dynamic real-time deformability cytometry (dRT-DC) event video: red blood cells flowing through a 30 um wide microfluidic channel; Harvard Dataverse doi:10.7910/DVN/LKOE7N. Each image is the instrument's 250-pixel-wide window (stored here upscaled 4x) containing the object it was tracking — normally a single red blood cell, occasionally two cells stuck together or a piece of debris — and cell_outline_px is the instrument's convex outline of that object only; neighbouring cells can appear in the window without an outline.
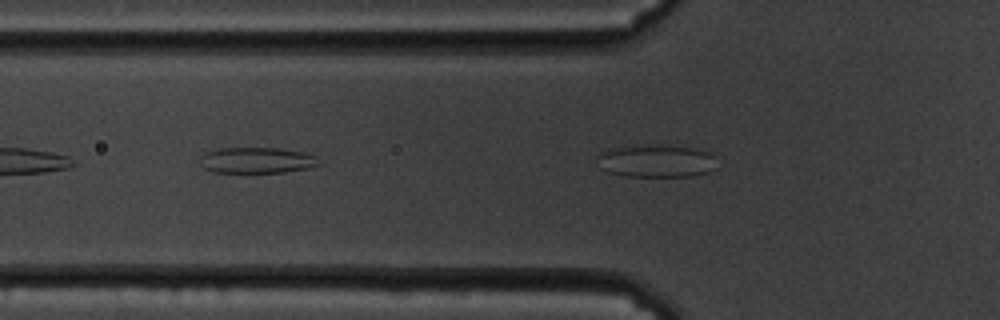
{"species": "common noctule bat (a hibernating species)", "species_latin": "Nyctalus noctula", "temperature_condition": "cold", "stored_images_in_passage": 4, "camera_frame_rate_fps": 3000, "um_per_image_px": 0.085, "animal": {"sex": "male", "body_mass_g": 19.5, "forearm_length_mm": 54.6}, "frame": {"image": 1, "passage_image": 2, "time_ms": 0.333, "image_size_px": [1000, 320], "cell_outline_px": [[320, 164], [304, 168], [284, 172], [212, 172], [204, 168], [200, 164], [200, 156], [204, 152], [220, 148], [276, 148], [304, 152], [316, 156]], "centroid_in_image_um": [21.77, 13.61], "position_along_channel_um": 104.0, "area_um2": 17.86}}